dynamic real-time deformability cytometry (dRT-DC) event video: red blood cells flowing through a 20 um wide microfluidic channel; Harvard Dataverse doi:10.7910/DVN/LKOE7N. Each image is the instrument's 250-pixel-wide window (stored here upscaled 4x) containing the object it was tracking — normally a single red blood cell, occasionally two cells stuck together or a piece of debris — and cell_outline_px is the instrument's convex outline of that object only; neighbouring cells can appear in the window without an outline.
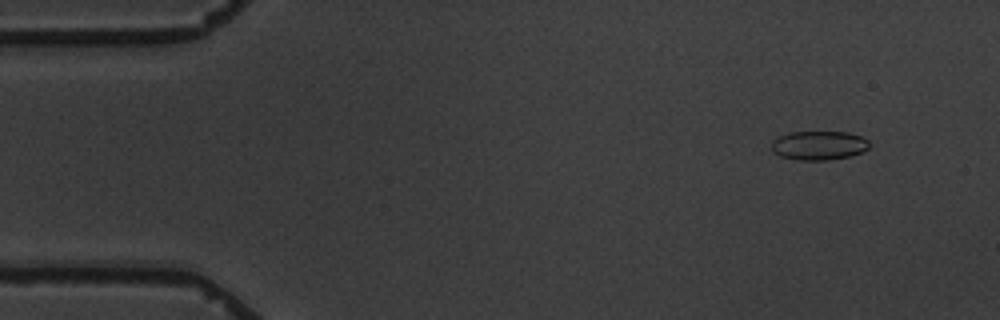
{"species": "common noctule bat (a hibernating species)", "species_latin": "Nyctalus noctula", "temperature_condition": "warm", "stored_images_in_passage": 4, "camera_frame_rate_fps": 3000, "um_per_image_px": 0.085, "animal": {"sex": "male", "body_mass_g": 19.5, "forearm_length_mm": 54.6}, "frame": {"image": 1, "passage_image": 1, "time_ms": 0.0, "image_size_px": [1000, 320], "cell_outline_px": [[868, 148], [860, 152], [848, 156], [828, 160], [796, 160], [780, 156], [772, 152], [772, 140], [776, 136], [788, 132], [848, 132], [860, 136], [868, 140]], "centroid_in_image_um": [69.53, 12.35], "position_along_channel_um": 15.5, "area_um2": 16.59}}